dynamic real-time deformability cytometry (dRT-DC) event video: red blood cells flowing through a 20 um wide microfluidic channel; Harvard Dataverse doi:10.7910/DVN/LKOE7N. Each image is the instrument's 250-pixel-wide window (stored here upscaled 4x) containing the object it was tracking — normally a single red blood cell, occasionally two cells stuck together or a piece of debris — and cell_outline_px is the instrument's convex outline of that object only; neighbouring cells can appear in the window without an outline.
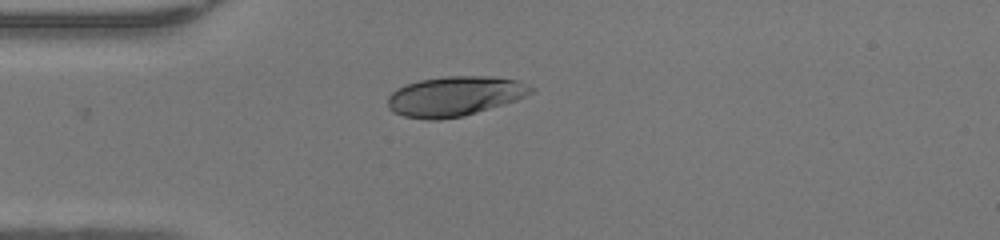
{"species": "human", "species_latin": "Homo sapiens", "temperature_condition": "warm", "stored_images_in_passage": 36, "camera_frame_rate_fps": 3000, "um_per_image_px": 0.085, "donor": {"sex": "female"}, "frame": {"image": 1, "passage_image": 1, "time_ms": 0.0, "image_size_px": [1000, 240], "cell_outline_px": [[536, 88], [532, 92], [516, 100], [504, 104], [464, 116], [440, 120], [428, 120], [404, 116], [392, 112], [388, 108], [388, 96], [396, 88], [404, 84], [420, 80], [448, 76], [496, 76], [516, 80]], "centroid_in_image_um": [38.63, 8.18], "position_along_channel_um": 46.4, "area_um2": 33.41}}
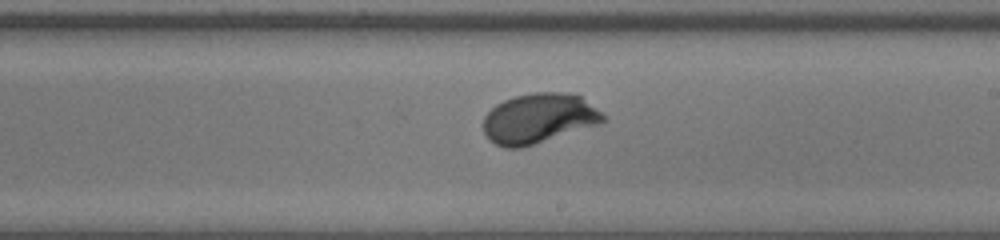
{"frame": {"image": 2, "passage_image": 16, "time_ms": 5.0, "image_size_px": [1000, 240], "cell_outline_px": [[604, 120], [596, 124], [520, 148], [504, 148], [488, 140], [484, 132], [484, 116], [496, 104], [504, 100], [516, 96], [532, 92], [560, 92], [580, 96], [600, 112], [604, 116]], "centroid_in_image_um": [45.71, 10.06], "position_along_channel_um": 243.3, "area_um2": 34.1}}
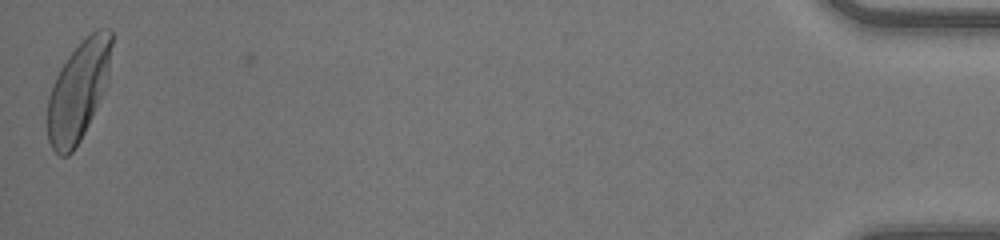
{"frame": {"image": 3, "passage_image": 36, "time_ms": 11.667, "image_size_px": [1000, 240], "cell_outline_px": [[112, 44], [108, 84], [80, 140], [72, 152], [68, 156], [60, 156], [52, 148], [48, 140], [48, 96], [52, 84], [60, 68], [68, 56], [96, 28], [108, 28], [112, 32]], "centroid_in_image_um": [6.68, 7.72], "position_along_channel_um": 428.5, "area_um2": 36.99}, "authors_computed_cell_mechanics": {"area_um2": 34.2465, "velocity_mm_per_s": 4.2802, "shape_relaxation_time_tau1_ms": 2.8395, "shape_relaxation_time_tau2_ms": null, "deformation_change_tau1": 0.2005, "deformation_change_tau2": null}}